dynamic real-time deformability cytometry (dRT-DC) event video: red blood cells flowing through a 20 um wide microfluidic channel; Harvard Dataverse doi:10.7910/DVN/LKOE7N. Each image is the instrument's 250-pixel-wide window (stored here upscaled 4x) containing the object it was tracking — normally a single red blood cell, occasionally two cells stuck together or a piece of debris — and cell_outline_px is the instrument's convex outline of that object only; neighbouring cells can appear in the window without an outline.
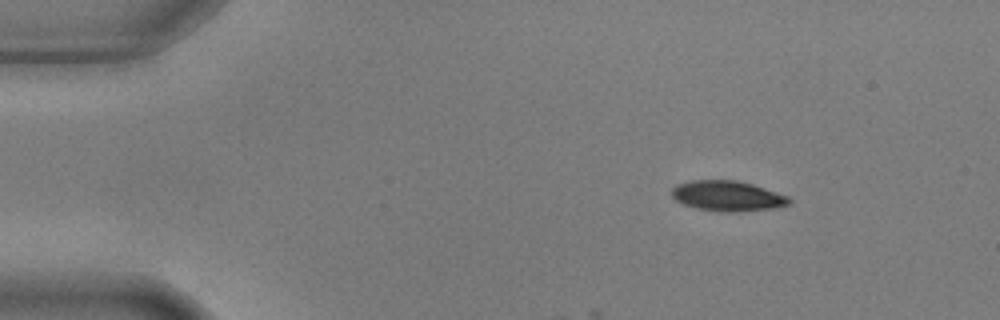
{"species": "common noctule bat (a hibernating species)", "species_latin": "Nyctalus noctula", "temperature_condition": "warm", "stored_images_in_passage": 5, "camera_frame_rate_fps": 3000, "um_per_image_px": 0.085, "animal": {"sex": "male", "body_mass_g": 17.9, "forearm_length_mm": 54.2}, "frame": {"image": 1, "passage_image": 1, "time_ms": 0.0, "image_size_px": [1000, 320], "cell_outline_px": [[792, 200], [788, 204], [776, 208], [736, 212], [716, 212], [696, 208], [684, 204], [676, 200], [672, 196], [672, 188], [676, 184], [692, 180], [736, 180], [752, 184], [788, 196]], "centroid_in_image_um": [61.83, 16.66], "position_along_channel_um": 23.2, "area_um2": 20.81}}
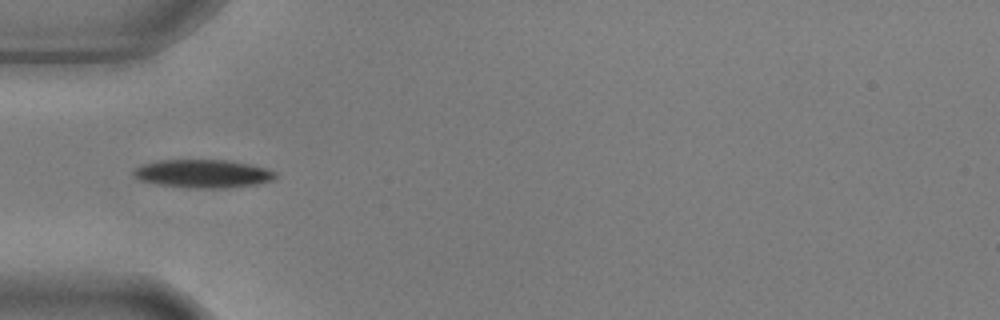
{"frame": {"image": 2, "passage_image": 4, "time_ms": 1.0, "image_size_px": [1000, 320], "cell_outline_px": [[276, 176], [272, 180], [260, 184], [228, 188], [188, 188], [156, 184], [140, 180], [132, 172], [136, 168], [144, 164], [160, 160], [228, 160], [248, 164], [264, 168], [276, 172]], "centroid_in_image_um": [17.27, 14.77], "position_along_channel_um": 67.7, "area_um2": 23.29}}
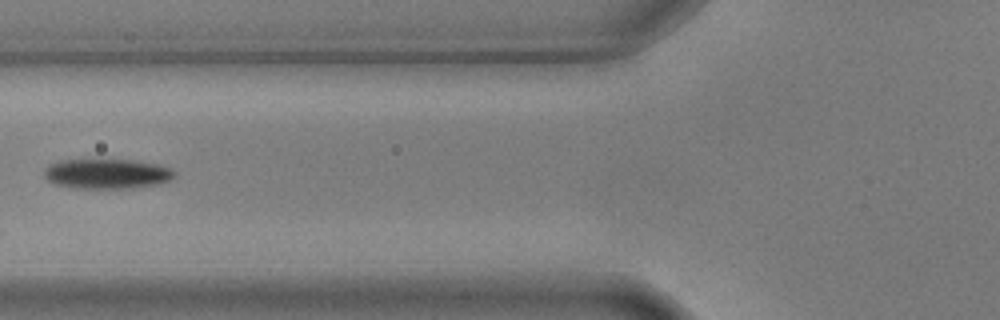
{"frame": {"image": 3, "passage_image": 5, "time_ms": 1.333, "image_size_px": [1000, 320], "cell_outline_px": [[176, 176], [168, 180], [152, 184], [132, 188], [72, 188], [52, 184], [44, 176], [44, 168], [48, 164], [60, 160], [132, 160], [156, 164], [172, 168], [176, 172]], "centroid_in_image_um": [9.03, 14.77], "position_along_channel_um": 116.8, "area_um2": 22.72}}